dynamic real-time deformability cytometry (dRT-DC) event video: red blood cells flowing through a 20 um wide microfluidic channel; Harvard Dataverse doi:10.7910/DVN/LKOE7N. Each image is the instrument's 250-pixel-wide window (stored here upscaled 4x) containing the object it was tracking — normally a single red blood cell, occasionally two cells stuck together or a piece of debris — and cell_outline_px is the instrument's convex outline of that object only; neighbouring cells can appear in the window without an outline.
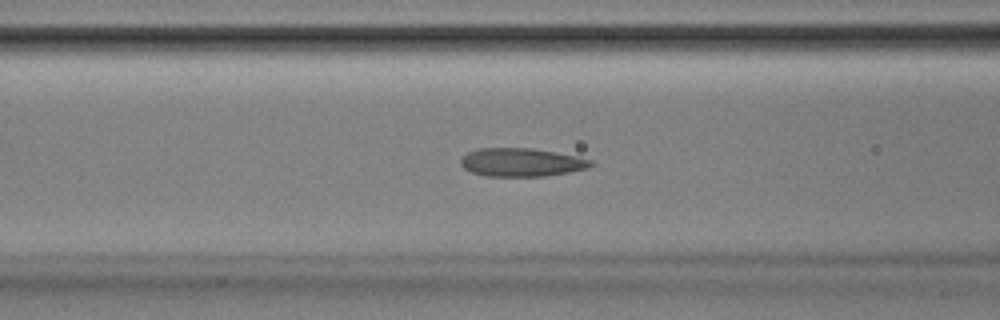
{"species": "Egyptian fruit bat (a non-hibernating species)", "species_latin": "Rousettus aegyptiacus", "temperature_condition": "room temperature", "stored_images_in_passage": 46, "camera_frame_rate_fps": 3000, "um_per_image_px": 0.085, "animal": {"sex": "male"}, "frame": {"image": 1, "passage_image": 20, "time_ms": 6.333, "image_size_px": [1000, 320], "cell_outline_px": [[592, 164], [588, 168], [568, 172], [544, 176], [488, 176], [472, 172], [464, 168], [460, 164], [460, 160], [468, 152], [476, 148], [532, 148], [576, 156], [592, 160]], "centroid_in_image_um": [44.3, 13.79], "position_along_channel_um": 122.3, "area_um2": 21.33}}
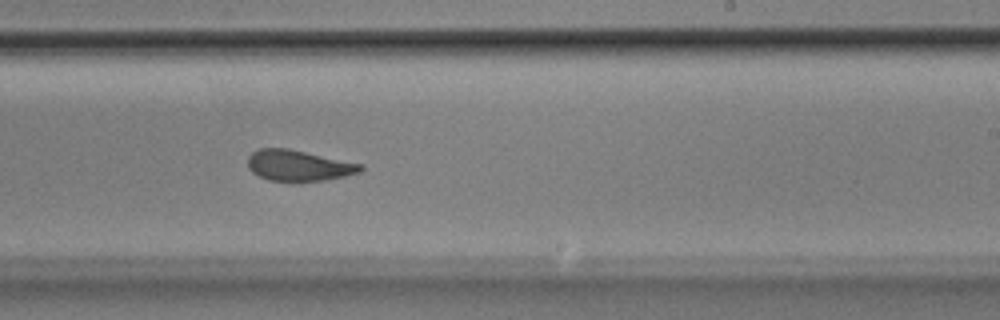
{"frame": {"image": 2, "passage_image": 31, "time_ms": 10.0, "image_size_px": [1000, 320], "cell_outline_px": [[364, 168], [360, 172], [344, 176], [324, 180], [268, 180], [252, 172], [248, 168], [248, 156], [252, 152], [260, 148], [288, 148], [364, 164]], "centroid_in_image_um": [25.39, 14.05], "position_along_channel_um": 263.6, "area_um2": 20.11}}
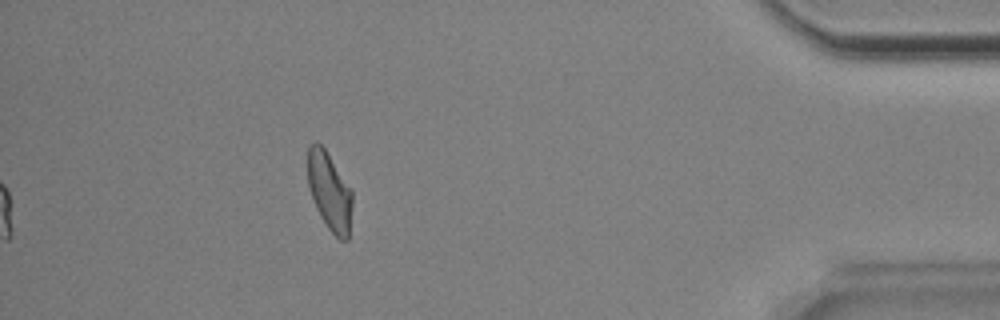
{"frame": {"image": 3, "passage_image": 46, "time_ms": 15.0, "image_size_px": [1000, 320], "cell_outline_px": [[352, 204], [348, 240], [340, 240], [328, 228], [320, 216], [316, 208], [308, 184], [308, 148], [316, 140], [324, 148], [352, 188]], "centroid_in_image_um": [28.02, 16.27], "position_along_channel_um": 407.2, "area_um2": 20.23}, "authors_computed_cell_mechanics": {"area_um2": 21.3571, "velocity_mm_per_s": 3.8681, "shape_relaxation_time_tau1_ms": 8.9293, "shape_relaxation_time_tau2_ms": 1.7077, "deformation_change_tau1": 0.193, "deformation_change_tau2": 0.0762}}